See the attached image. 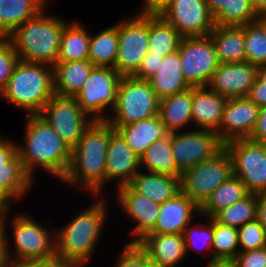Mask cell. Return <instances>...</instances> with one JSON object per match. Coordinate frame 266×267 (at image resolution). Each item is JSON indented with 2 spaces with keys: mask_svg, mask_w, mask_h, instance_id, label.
<instances>
[{
  "mask_svg": "<svg viewBox=\"0 0 266 267\" xmlns=\"http://www.w3.org/2000/svg\"><path fill=\"white\" fill-rule=\"evenodd\" d=\"M171 147L178 170L187 169L208 160L219 152L224 143L217 133L195 129L171 133Z\"/></svg>",
  "mask_w": 266,
  "mask_h": 267,
  "instance_id": "obj_14",
  "label": "cell"
},
{
  "mask_svg": "<svg viewBox=\"0 0 266 267\" xmlns=\"http://www.w3.org/2000/svg\"><path fill=\"white\" fill-rule=\"evenodd\" d=\"M54 95L53 66L20 60L8 84L0 92V97L23 109L26 115L39 114Z\"/></svg>",
  "mask_w": 266,
  "mask_h": 267,
  "instance_id": "obj_5",
  "label": "cell"
},
{
  "mask_svg": "<svg viewBox=\"0 0 266 267\" xmlns=\"http://www.w3.org/2000/svg\"><path fill=\"white\" fill-rule=\"evenodd\" d=\"M4 267H18V263L9 262Z\"/></svg>",
  "mask_w": 266,
  "mask_h": 267,
  "instance_id": "obj_59",
  "label": "cell"
},
{
  "mask_svg": "<svg viewBox=\"0 0 266 267\" xmlns=\"http://www.w3.org/2000/svg\"><path fill=\"white\" fill-rule=\"evenodd\" d=\"M259 70L249 62L219 64L207 86L226 99L245 97Z\"/></svg>",
  "mask_w": 266,
  "mask_h": 267,
  "instance_id": "obj_17",
  "label": "cell"
},
{
  "mask_svg": "<svg viewBox=\"0 0 266 267\" xmlns=\"http://www.w3.org/2000/svg\"><path fill=\"white\" fill-rule=\"evenodd\" d=\"M209 220L208 224H197L192 225L191 227L188 225L183 232L186 255L189 254L190 250L199 251L202 254L204 250V256L207 255L209 262H213V252H212V243H213V217L207 218ZM210 251V252H209ZM208 253V254H207Z\"/></svg>",
  "mask_w": 266,
  "mask_h": 267,
  "instance_id": "obj_40",
  "label": "cell"
},
{
  "mask_svg": "<svg viewBox=\"0 0 266 267\" xmlns=\"http://www.w3.org/2000/svg\"><path fill=\"white\" fill-rule=\"evenodd\" d=\"M38 267H78V266L55 257L47 261H38Z\"/></svg>",
  "mask_w": 266,
  "mask_h": 267,
  "instance_id": "obj_52",
  "label": "cell"
},
{
  "mask_svg": "<svg viewBox=\"0 0 266 267\" xmlns=\"http://www.w3.org/2000/svg\"><path fill=\"white\" fill-rule=\"evenodd\" d=\"M33 180L26 174L17 153L5 166L0 167V185L15 199L25 196Z\"/></svg>",
  "mask_w": 266,
  "mask_h": 267,
  "instance_id": "obj_36",
  "label": "cell"
},
{
  "mask_svg": "<svg viewBox=\"0 0 266 267\" xmlns=\"http://www.w3.org/2000/svg\"><path fill=\"white\" fill-rule=\"evenodd\" d=\"M99 197L59 231H55L56 258L78 267L88 264L108 216L106 198L104 199L102 195Z\"/></svg>",
  "mask_w": 266,
  "mask_h": 267,
  "instance_id": "obj_3",
  "label": "cell"
},
{
  "mask_svg": "<svg viewBox=\"0 0 266 267\" xmlns=\"http://www.w3.org/2000/svg\"><path fill=\"white\" fill-rule=\"evenodd\" d=\"M260 107L247 96L227 99L219 128V139L225 144L231 140L250 137Z\"/></svg>",
  "mask_w": 266,
  "mask_h": 267,
  "instance_id": "obj_16",
  "label": "cell"
},
{
  "mask_svg": "<svg viewBox=\"0 0 266 267\" xmlns=\"http://www.w3.org/2000/svg\"><path fill=\"white\" fill-rule=\"evenodd\" d=\"M7 263H9V261L6 253V241L0 231V267H4Z\"/></svg>",
  "mask_w": 266,
  "mask_h": 267,
  "instance_id": "obj_53",
  "label": "cell"
},
{
  "mask_svg": "<svg viewBox=\"0 0 266 267\" xmlns=\"http://www.w3.org/2000/svg\"><path fill=\"white\" fill-rule=\"evenodd\" d=\"M140 158V169L144 167L147 172L182 177L174 160L171 147V133L151 144Z\"/></svg>",
  "mask_w": 266,
  "mask_h": 267,
  "instance_id": "obj_31",
  "label": "cell"
},
{
  "mask_svg": "<svg viewBox=\"0 0 266 267\" xmlns=\"http://www.w3.org/2000/svg\"><path fill=\"white\" fill-rule=\"evenodd\" d=\"M206 267H236L233 261H213L207 262Z\"/></svg>",
  "mask_w": 266,
  "mask_h": 267,
  "instance_id": "obj_56",
  "label": "cell"
},
{
  "mask_svg": "<svg viewBox=\"0 0 266 267\" xmlns=\"http://www.w3.org/2000/svg\"><path fill=\"white\" fill-rule=\"evenodd\" d=\"M114 131L106 120H94L71 149L70 166L61 182L100 196L105 186L108 142Z\"/></svg>",
  "mask_w": 266,
  "mask_h": 267,
  "instance_id": "obj_1",
  "label": "cell"
},
{
  "mask_svg": "<svg viewBox=\"0 0 266 267\" xmlns=\"http://www.w3.org/2000/svg\"><path fill=\"white\" fill-rule=\"evenodd\" d=\"M26 116L24 142L22 146L17 145L26 174L34 181L36 168H41L61 182L70 166V147L38 114Z\"/></svg>",
  "mask_w": 266,
  "mask_h": 267,
  "instance_id": "obj_2",
  "label": "cell"
},
{
  "mask_svg": "<svg viewBox=\"0 0 266 267\" xmlns=\"http://www.w3.org/2000/svg\"><path fill=\"white\" fill-rule=\"evenodd\" d=\"M143 267H164L157 261L152 260L143 250Z\"/></svg>",
  "mask_w": 266,
  "mask_h": 267,
  "instance_id": "obj_55",
  "label": "cell"
},
{
  "mask_svg": "<svg viewBox=\"0 0 266 267\" xmlns=\"http://www.w3.org/2000/svg\"><path fill=\"white\" fill-rule=\"evenodd\" d=\"M233 263L236 267H266V247L239 252Z\"/></svg>",
  "mask_w": 266,
  "mask_h": 267,
  "instance_id": "obj_44",
  "label": "cell"
},
{
  "mask_svg": "<svg viewBox=\"0 0 266 267\" xmlns=\"http://www.w3.org/2000/svg\"><path fill=\"white\" fill-rule=\"evenodd\" d=\"M17 145L14 141H7L0 133V167L5 166V163L10 161L17 154Z\"/></svg>",
  "mask_w": 266,
  "mask_h": 267,
  "instance_id": "obj_48",
  "label": "cell"
},
{
  "mask_svg": "<svg viewBox=\"0 0 266 267\" xmlns=\"http://www.w3.org/2000/svg\"><path fill=\"white\" fill-rule=\"evenodd\" d=\"M249 194L244 183L237 176L232 175L211 193L209 199L200 208V217L212 218L220 210L241 201Z\"/></svg>",
  "mask_w": 266,
  "mask_h": 267,
  "instance_id": "obj_33",
  "label": "cell"
},
{
  "mask_svg": "<svg viewBox=\"0 0 266 267\" xmlns=\"http://www.w3.org/2000/svg\"><path fill=\"white\" fill-rule=\"evenodd\" d=\"M45 11L46 8L8 35L20 61L51 66L57 62L61 35L68 23Z\"/></svg>",
  "mask_w": 266,
  "mask_h": 267,
  "instance_id": "obj_4",
  "label": "cell"
},
{
  "mask_svg": "<svg viewBox=\"0 0 266 267\" xmlns=\"http://www.w3.org/2000/svg\"><path fill=\"white\" fill-rule=\"evenodd\" d=\"M232 162L233 175L237 176L251 194L266 191V144L247 139L226 142Z\"/></svg>",
  "mask_w": 266,
  "mask_h": 267,
  "instance_id": "obj_11",
  "label": "cell"
},
{
  "mask_svg": "<svg viewBox=\"0 0 266 267\" xmlns=\"http://www.w3.org/2000/svg\"><path fill=\"white\" fill-rule=\"evenodd\" d=\"M72 149L94 121L77 104L74 97L54 95L38 114Z\"/></svg>",
  "mask_w": 266,
  "mask_h": 267,
  "instance_id": "obj_13",
  "label": "cell"
},
{
  "mask_svg": "<svg viewBox=\"0 0 266 267\" xmlns=\"http://www.w3.org/2000/svg\"><path fill=\"white\" fill-rule=\"evenodd\" d=\"M140 157L115 130L109 139L105 159V185L116 181V189L128 185L141 170Z\"/></svg>",
  "mask_w": 266,
  "mask_h": 267,
  "instance_id": "obj_18",
  "label": "cell"
},
{
  "mask_svg": "<svg viewBox=\"0 0 266 267\" xmlns=\"http://www.w3.org/2000/svg\"><path fill=\"white\" fill-rule=\"evenodd\" d=\"M247 97L259 107L266 105V69L259 70Z\"/></svg>",
  "mask_w": 266,
  "mask_h": 267,
  "instance_id": "obj_46",
  "label": "cell"
},
{
  "mask_svg": "<svg viewBox=\"0 0 266 267\" xmlns=\"http://www.w3.org/2000/svg\"><path fill=\"white\" fill-rule=\"evenodd\" d=\"M171 0H143L139 14H159Z\"/></svg>",
  "mask_w": 266,
  "mask_h": 267,
  "instance_id": "obj_49",
  "label": "cell"
},
{
  "mask_svg": "<svg viewBox=\"0 0 266 267\" xmlns=\"http://www.w3.org/2000/svg\"><path fill=\"white\" fill-rule=\"evenodd\" d=\"M159 99L149 81L122 76L116 104L106 119L112 126H123L158 115Z\"/></svg>",
  "mask_w": 266,
  "mask_h": 267,
  "instance_id": "obj_7",
  "label": "cell"
},
{
  "mask_svg": "<svg viewBox=\"0 0 266 267\" xmlns=\"http://www.w3.org/2000/svg\"><path fill=\"white\" fill-rule=\"evenodd\" d=\"M248 139L266 144V105L260 107L255 127Z\"/></svg>",
  "mask_w": 266,
  "mask_h": 267,
  "instance_id": "obj_47",
  "label": "cell"
},
{
  "mask_svg": "<svg viewBox=\"0 0 266 267\" xmlns=\"http://www.w3.org/2000/svg\"><path fill=\"white\" fill-rule=\"evenodd\" d=\"M215 26H243L259 19L250 0H206Z\"/></svg>",
  "mask_w": 266,
  "mask_h": 267,
  "instance_id": "obj_29",
  "label": "cell"
},
{
  "mask_svg": "<svg viewBox=\"0 0 266 267\" xmlns=\"http://www.w3.org/2000/svg\"><path fill=\"white\" fill-rule=\"evenodd\" d=\"M6 220L7 214L0 217V231L6 241V253L9 262L33 263L51 260L56 257L55 234L52 235L48 230L50 229L47 227L50 224L49 222L41 225L24 213L17 214L12 218L10 225L12 227L13 248L15 249L12 253L10 251L11 246L8 244L10 240L7 235L9 230H7Z\"/></svg>",
  "mask_w": 266,
  "mask_h": 267,
  "instance_id": "obj_6",
  "label": "cell"
},
{
  "mask_svg": "<svg viewBox=\"0 0 266 267\" xmlns=\"http://www.w3.org/2000/svg\"><path fill=\"white\" fill-rule=\"evenodd\" d=\"M239 252L266 247V231L255 219L238 228Z\"/></svg>",
  "mask_w": 266,
  "mask_h": 267,
  "instance_id": "obj_41",
  "label": "cell"
},
{
  "mask_svg": "<svg viewBox=\"0 0 266 267\" xmlns=\"http://www.w3.org/2000/svg\"><path fill=\"white\" fill-rule=\"evenodd\" d=\"M137 243L164 267H176L186 256L183 234H146Z\"/></svg>",
  "mask_w": 266,
  "mask_h": 267,
  "instance_id": "obj_22",
  "label": "cell"
},
{
  "mask_svg": "<svg viewBox=\"0 0 266 267\" xmlns=\"http://www.w3.org/2000/svg\"><path fill=\"white\" fill-rule=\"evenodd\" d=\"M112 127L138 156L168 134L158 115L132 124Z\"/></svg>",
  "mask_w": 266,
  "mask_h": 267,
  "instance_id": "obj_24",
  "label": "cell"
},
{
  "mask_svg": "<svg viewBox=\"0 0 266 267\" xmlns=\"http://www.w3.org/2000/svg\"><path fill=\"white\" fill-rule=\"evenodd\" d=\"M178 53L187 84L191 88L207 86L219 66L210 35L183 37Z\"/></svg>",
  "mask_w": 266,
  "mask_h": 267,
  "instance_id": "obj_12",
  "label": "cell"
},
{
  "mask_svg": "<svg viewBox=\"0 0 266 267\" xmlns=\"http://www.w3.org/2000/svg\"><path fill=\"white\" fill-rule=\"evenodd\" d=\"M121 77L113 67L95 66L74 96L77 104L93 120H106L107 107L112 110L115 107Z\"/></svg>",
  "mask_w": 266,
  "mask_h": 267,
  "instance_id": "obj_10",
  "label": "cell"
},
{
  "mask_svg": "<svg viewBox=\"0 0 266 267\" xmlns=\"http://www.w3.org/2000/svg\"><path fill=\"white\" fill-rule=\"evenodd\" d=\"M250 4L259 16L266 14V0H250Z\"/></svg>",
  "mask_w": 266,
  "mask_h": 267,
  "instance_id": "obj_54",
  "label": "cell"
},
{
  "mask_svg": "<svg viewBox=\"0 0 266 267\" xmlns=\"http://www.w3.org/2000/svg\"><path fill=\"white\" fill-rule=\"evenodd\" d=\"M114 267H143V249L138 243H126Z\"/></svg>",
  "mask_w": 266,
  "mask_h": 267,
  "instance_id": "obj_43",
  "label": "cell"
},
{
  "mask_svg": "<svg viewBox=\"0 0 266 267\" xmlns=\"http://www.w3.org/2000/svg\"><path fill=\"white\" fill-rule=\"evenodd\" d=\"M159 14L183 37L206 36L215 27L206 0H171Z\"/></svg>",
  "mask_w": 266,
  "mask_h": 267,
  "instance_id": "obj_15",
  "label": "cell"
},
{
  "mask_svg": "<svg viewBox=\"0 0 266 267\" xmlns=\"http://www.w3.org/2000/svg\"><path fill=\"white\" fill-rule=\"evenodd\" d=\"M219 64L246 62L242 26H215L209 33Z\"/></svg>",
  "mask_w": 266,
  "mask_h": 267,
  "instance_id": "obj_28",
  "label": "cell"
},
{
  "mask_svg": "<svg viewBox=\"0 0 266 267\" xmlns=\"http://www.w3.org/2000/svg\"><path fill=\"white\" fill-rule=\"evenodd\" d=\"M161 62H163V57L148 52L133 77L139 80L148 81L158 71Z\"/></svg>",
  "mask_w": 266,
  "mask_h": 267,
  "instance_id": "obj_45",
  "label": "cell"
},
{
  "mask_svg": "<svg viewBox=\"0 0 266 267\" xmlns=\"http://www.w3.org/2000/svg\"><path fill=\"white\" fill-rule=\"evenodd\" d=\"M197 215L200 216V208L181 191L160 204L156 224L147 234H183Z\"/></svg>",
  "mask_w": 266,
  "mask_h": 267,
  "instance_id": "obj_20",
  "label": "cell"
},
{
  "mask_svg": "<svg viewBox=\"0 0 266 267\" xmlns=\"http://www.w3.org/2000/svg\"><path fill=\"white\" fill-rule=\"evenodd\" d=\"M18 267H38V262H33V263H18Z\"/></svg>",
  "mask_w": 266,
  "mask_h": 267,
  "instance_id": "obj_57",
  "label": "cell"
},
{
  "mask_svg": "<svg viewBox=\"0 0 266 267\" xmlns=\"http://www.w3.org/2000/svg\"><path fill=\"white\" fill-rule=\"evenodd\" d=\"M158 116L168 133L192 125V88L159 100Z\"/></svg>",
  "mask_w": 266,
  "mask_h": 267,
  "instance_id": "obj_26",
  "label": "cell"
},
{
  "mask_svg": "<svg viewBox=\"0 0 266 267\" xmlns=\"http://www.w3.org/2000/svg\"><path fill=\"white\" fill-rule=\"evenodd\" d=\"M19 57L11 41L7 37H0V92L6 87Z\"/></svg>",
  "mask_w": 266,
  "mask_h": 267,
  "instance_id": "obj_42",
  "label": "cell"
},
{
  "mask_svg": "<svg viewBox=\"0 0 266 267\" xmlns=\"http://www.w3.org/2000/svg\"><path fill=\"white\" fill-rule=\"evenodd\" d=\"M257 205V194L250 193L241 201L220 210L213 218L217 222L238 229L256 219Z\"/></svg>",
  "mask_w": 266,
  "mask_h": 267,
  "instance_id": "obj_39",
  "label": "cell"
},
{
  "mask_svg": "<svg viewBox=\"0 0 266 267\" xmlns=\"http://www.w3.org/2000/svg\"><path fill=\"white\" fill-rule=\"evenodd\" d=\"M233 175L229 153L223 147L206 161L187 169L181 177V191L199 208L211 193Z\"/></svg>",
  "mask_w": 266,
  "mask_h": 267,
  "instance_id": "obj_8",
  "label": "cell"
},
{
  "mask_svg": "<svg viewBox=\"0 0 266 267\" xmlns=\"http://www.w3.org/2000/svg\"><path fill=\"white\" fill-rule=\"evenodd\" d=\"M94 67L89 60L56 62L53 66L55 95L74 97Z\"/></svg>",
  "mask_w": 266,
  "mask_h": 267,
  "instance_id": "obj_27",
  "label": "cell"
},
{
  "mask_svg": "<svg viewBox=\"0 0 266 267\" xmlns=\"http://www.w3.org/2000/svg\"><path fill=\"white\" fill-rule=\"evenodd\" d=\"M115 190H117L115 195L118 205L124 210L127 217L131 218V221L137 223L131 232L134 239L129 241V243H137L155 226L160 212V204L134 192L128 185Z\"/></svg>",
  "mask_w": 266,
  "mask_h": 267,
  "instance_id": "obj_19",
  "label": "cell"
},
{
  "mask_svg": "<svg viewBox=\"0 0 266 267\" xmlns=\"http://www.w3.org/2000/svg\"><path fill=\"white\" fill-rule=\"evenodd\" d=\"M246 62L266 69V26L258 19L242 26Z\"/></svg>",
  "mask_w": 266,
  "mask_h": 267,
  "instance_id": "obj_37",
  "label": "cell"
},
{
  "mask_svg": "<svg viewBox=\"0 0 266 267\" xmlns=\"http://www.w3.org/2000/svg\"><path fill=\"white\" fill-rule=\"evenodd\" d=\"M118 50V23L102 30L96 35L90 34L88 60L94 66L113 67Z\"/></svg>",
  "mask_w": 266,
  "mask_h": 267,
  "instance_id": "obj_35",
  "label": "cell"
},
{
  "mask_svg": "<svg viewBox=\"0 0 266 267\" xmlns=\"http://www.w3.org/2000/svg\"><path fill=\"white\" fill-rule=\"evenodd\" d=\"M259 19L264 23V25L266 26V14L260 15Z\"/></svg>",
  "mask_w": 266,
  "mask_h": 267,
  "instance_id": "obj_58",
  "label": "cell"
},
{
  "mask_svg": "<svg viewBox=\"0 0 266 267\" xmlns=\"http://www.w3.org/2000/svg\"><path fill=\"white\" fill-rule=\"evenodd\" d=\"M48 0H0V37L8 35L19 25L36 16Z\"/></svg>",
  "mask_w": 266,
  "mask_h": 267,
  "instance_id": "obj_30",
  "label": "cell"
},
{
  "mask_svg": "<svg viewBox=\"0 0 266 267\" xmlns=\"http://www.w3.org/2000/svg\"><path fill=\"white\" fill-rule=\"evenodd\" d=\"M257 201L256 220L266 231V191L257 194Z\"/></svg>",
  "mask_w": 266,
  "mask_h": 267,
  "instance_id": "obj_50",
  "label": "cell"
},
{
  "mask_svg": "<svg viewBox=\"0 0 266 267\" xmlns=\"http://www.w3.org/2000/svg\"><path fill=\"white\" fill-rule=\"evenodd\" d=\"M15 199L0 185V217L8 214Z\"/></svg>",
  "mask_w": 266,
  "mask_h": 267,
  "instance_id": "obj_51",
  "label": "cell"
},
{
  "mask_svg": "<svg viewBox=\"0 0 266 267\" xmlns=\"http://www.w3.org/2000/svg\"><path fill=\"white\" fill-rule=\"evenodd\" d=\"M183 36L160 14H149V52L166 57L178 51Z\"/></svg>",
  "mask_w": 266,
  "mask_h": 267,
  "instance_id": "obj_32",
  "label": "cell"
},
{
  "mask_svg": "<svg viewBox=\"0 0 266 267\" xmlns=\"http://www.w3.org/2000/svg\"><path fill=\"white\" fill-rule=\"evenodd\" d=\"M128 186L149 200L162 204L181 192V178L139 171Z\"/></svg>",
  "mask_w": 266,
  "mask_h": 267,
  "instance_id": "obj_23",
  "label": "cell"
},
{
  "mask_svg": "<svg viewBox=\"0 0 266 267\" xmlns=\"http://www.w3.org/2000/svg\"><path fill=\"white\" fill-rule=\"evenodd\" d=\"M148 81L159 100L191 88L184 78L178 51L164 57L158 71Z\"/></svg>",
  "mask_w": 266,
  "mask_h": 267,
  "instance_id": "obj_25",
  "label": "cell"
},
{
  "mask_svg": "<svg viewBox=\"0 0 266 267\" xmlns=\"http://www.w3.org/2000/svg\"><path fill=\"white\" fill-rule=\"evenodd\" d=\"M227 99L208 86L192 88V122L200 130L218 134Z\"/></svg>",
  "mask_w": 266,
  "mask_h": 267,
  "instance_id": "obj_21",
  "label": "cell"
},
{
  "mask_svg": "<svg viewBox=\"0 0 266 267\" xmlns=\"http://www.w3.org/2000/svg\"><path fill=\"white\" fill-rule=\"evenodd\" d=\"M149 52V14L132 15L118 22V50L114 69L133 76Z\"/></svg>",
  "mask_w": 266,
  "mask_h": 267,
  "instance_id": "obj_9",
  "label": "cell"
},
{
  "mask_svg": "<svg viewBox=\"0 0 266 267\" xmlns=\"http://www.w3.org/2000/svg\"><path fill=\"white\" fill-rule=\"evenodd\" d=\"M213 261H233L239 253L238 229L213 218Z\"/></svg>",
  "mask_w": 266,
  "mask_h": 267,
  "instance_id": "obj_38",
  "label": "cell"
},
{
  "mask_svg": "<svg viewBox=\"0 0 266 267\" xmlns=\"http://www.w3.org/2000/svg\"><path fill=\"white\" fill-rule=\"evenodd\" d=\"M90 32L81 22L68 23L61 35L57 62L88 60Z\"/></svg>",
  "mask_w": 266,
  "mask_h": 267,
  "instance_id": "obj_34",
  "label": "cell"
}]
</instances>
